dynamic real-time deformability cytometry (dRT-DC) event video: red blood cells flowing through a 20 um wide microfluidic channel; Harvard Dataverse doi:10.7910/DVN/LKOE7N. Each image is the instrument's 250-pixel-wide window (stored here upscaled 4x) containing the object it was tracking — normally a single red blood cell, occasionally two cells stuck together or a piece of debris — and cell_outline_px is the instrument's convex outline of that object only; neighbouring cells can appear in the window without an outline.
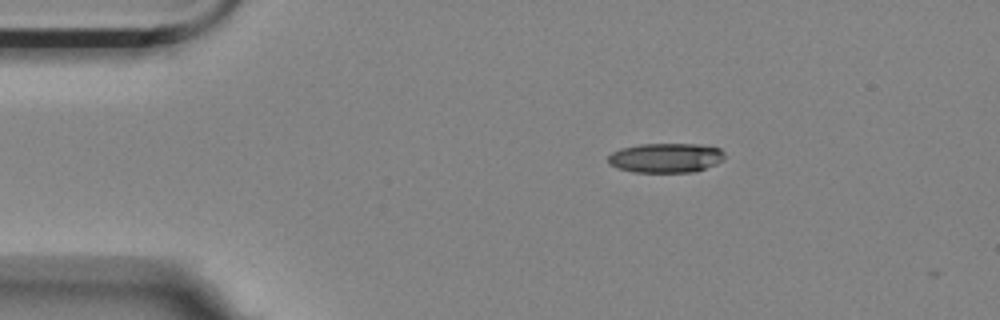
{"species": "Egyptian fruit bat (a non-hibernating species)", "species_latin": "Rousettus aegyptiacus", "temperature_condition": "room temperature", "stored_images_in_passage": 2, "camera_frame_rate_fps": 3000, "um_per_image_px": 0.085, "animal": {"sex": "female"}, "frame": {"image": 1, "passage_image": 1, "time_ms": 0.0, "image_size_px": [1000, 320], "cell_outline_px": [[724, 156], [716, 164], [692, 172], [632, 172], [616, 168], [608, 164], [608, 156], [612, 152], [620, 148], [640, 144], [700, 144], [720, 148], [724, 152]], "centroid_in_image_um": [56.54, 13.41], "position_along_channel_um": 28.5, "area_um2": 20.11}}